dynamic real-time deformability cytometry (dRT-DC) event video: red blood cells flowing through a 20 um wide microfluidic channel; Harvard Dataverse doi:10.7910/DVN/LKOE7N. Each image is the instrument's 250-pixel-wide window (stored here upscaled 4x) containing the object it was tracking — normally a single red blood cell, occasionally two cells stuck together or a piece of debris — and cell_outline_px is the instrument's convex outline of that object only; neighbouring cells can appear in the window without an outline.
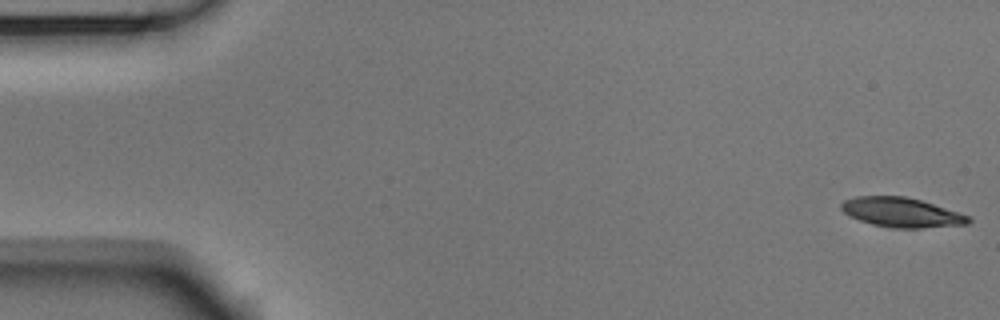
{"species": "Egyptian fruit bat (a non-hibernating species)", "species_latin": "Rousettus aegyptiacus", "temperature_condition": "room temperature", "stored_images_in_passage": 53, "camera_frame_rate_fps": 3000, "um_per_image_px": 0.085, "animal": {"sex": "male"}, "frame": {"image": 1, "passage_image": 1, "time_ms": 0.0, "image_size_px": [1000, 320], "cell_outline_px": [[972, 220], [968, 224], [920, 228], [892, 228], [872, 224], [848, 216], [840, 208], [840, 204], [844, 200], [856, 196], [904, 196], [920, 200], [972, 216]], "centroid_in_image_um": [76.63, 18.06], "position_along_channel_um": 8.4, "area_um2": 21.96}}
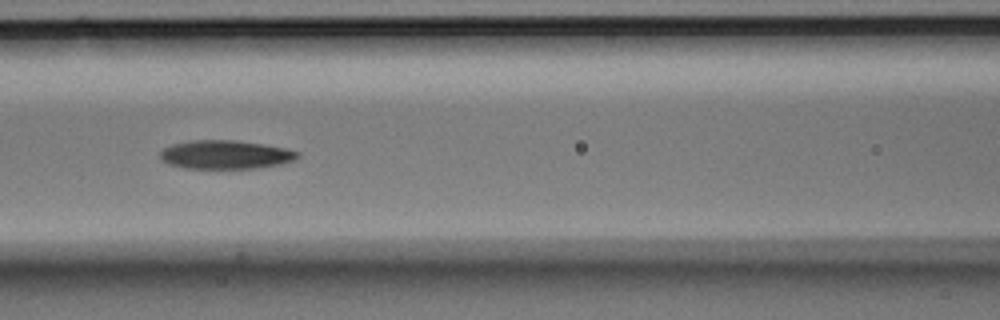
{"frame": {"image": 2, "passage_image": 23, "time_ms": 7.333, "image_size_px": [1000, 320], "cell_outline_px": [[300, 156], [296, 160], [280, 164], [256, 168], [184, 168], [168, 164], [160, 156], [160, 152], [164, 148], [172, 144], [192, 140], [236, 140], [264, 144], [284, 148], [300, 152]], "centroid_in_image_um": [19.19, 13.14], "position_along_channel_um": 147.4, "area_um2": 22.95}}
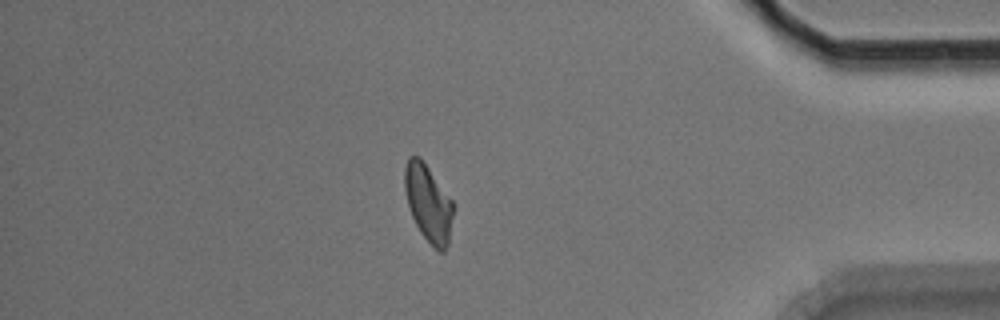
{"frame": {"image": 3, "passage_image": 46, "time_ms": 15.0, "image_size_px": [1000, 320], "cell_outline_px": [[456, 204], [448, 244], [444, 252], [440, 252], [420, 232], [412, 216], [408, 204], [404, 188], [404, 168], [408, 156], [420, 156]], "centroid_in_image_um": [36.43, 17.23], "position_along_channel_um": 398.8, "area_um2": 22.02}, "authors_computed_cell_mechanics": {"area_um2": 22.7154, "velocity_mm_per_s": 3.7408, "shape_relaxation_time_tau1_ms": 4.0004, "shape_relaxation_time_tau2_ms": 8.1055, "deformation_change_tau1": 0.1677, "deformation_change_tau2": 0.1776}}